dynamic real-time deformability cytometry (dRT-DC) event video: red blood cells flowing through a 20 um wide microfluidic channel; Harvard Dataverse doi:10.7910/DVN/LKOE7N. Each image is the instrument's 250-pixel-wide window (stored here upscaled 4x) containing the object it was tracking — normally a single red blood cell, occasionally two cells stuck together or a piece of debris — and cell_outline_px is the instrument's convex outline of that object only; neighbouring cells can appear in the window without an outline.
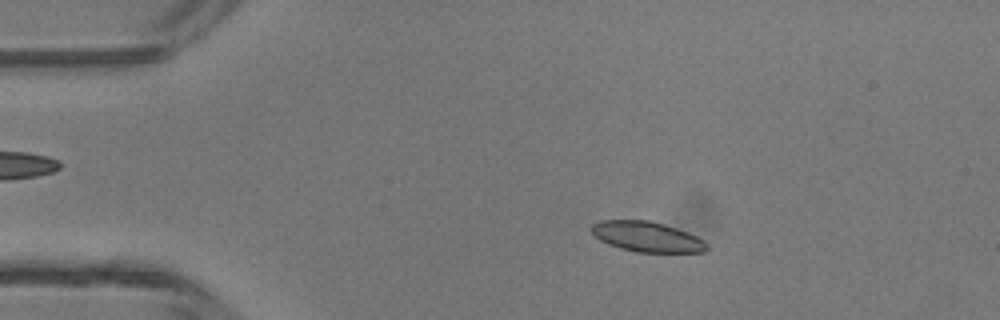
{"species": "common noctule bat (a hibernating species)", "species_latin": "Nyctalus noctula", "temperature_condition": "room temperature", "stored_images_in_passage": 46, "camera_frame_rate_fps": 3000, "um_per_image_px": 0.085, "animal": {"sex": "male", "body_mass_g": 13.3}, "frame": {"image": 1, "passage_image": 8, "time_ms": 2.333, "image_size_px": [1000, 320], "cell_outline_px": [[708, 248], [704, 252], [636, 252], [620, 248], [608, 244], [600, 240], [588, 228], [592, 224], [600, 220], [648, 220], [664, 224], [688, 232], [704, 240], [708, 244]], "centroid_in_image_um": [54.98, 20.12], "position_along_channel_um": 30.0, "area_um2": 20.4}}
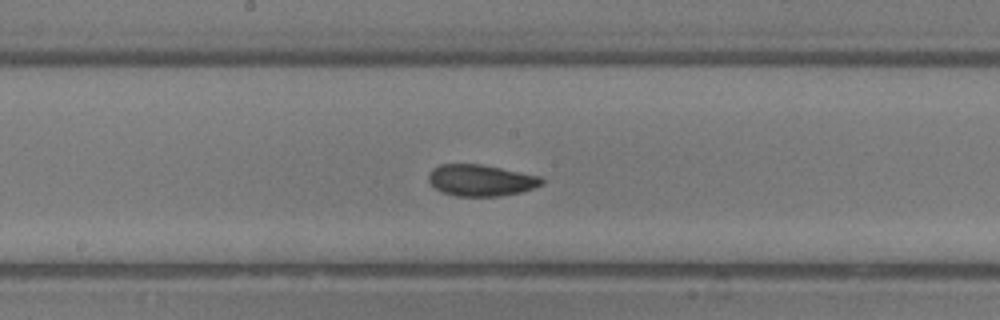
{"frame": {"image": 2, "passage_image": 24, "time_ms": 7.667, "image_size_px": [1000, 320], "cell_outline_px": [[544, 184], [520, 192], [500, 196], [456, 196], [444, 192], [436, 188], [428, 180], [428, 172], [432, 168], [440, 164], [480, 164], [540, 176], [544, 180]], "centroid_in_image_um": [40.86, 15.32], "position_along_channel_um": 207.3, "area_um2": 20.63}}
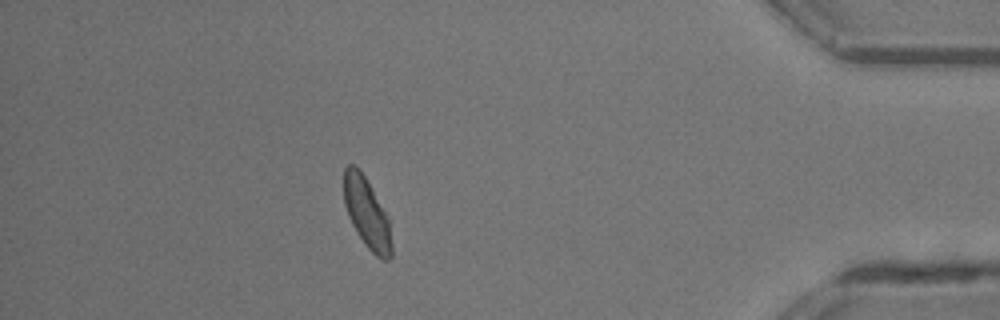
{"frame": {"image": 3, "passage_image": 41, "time_ms": 13.333, "image_size_px": [1000, 320], "cell_outline_px": [[392, 256], [388, 260], [380, 260], [364, 244], [352, 224], [348, 216], [344, 204], [344, 168], [348, 164], [352, 164], [364, 176], [388, 216], [392, 244]], "centroid_in_image_um": [31.19, 18.17], "position_along_channel_um": 404.0, "area_um2": 19.42}, "authors_computed_cell_mechanics": {"area_um2": 20.6346, "velocity_mm_per_s": 4.3317, "shape_relaxation_time_tau1_ms": 3.2214, "shape_relaxation_time_tau2_ms": 1.9615, "deformation_change_tau1": 0.1061, "deformation_change_tau2": 0.0584}}